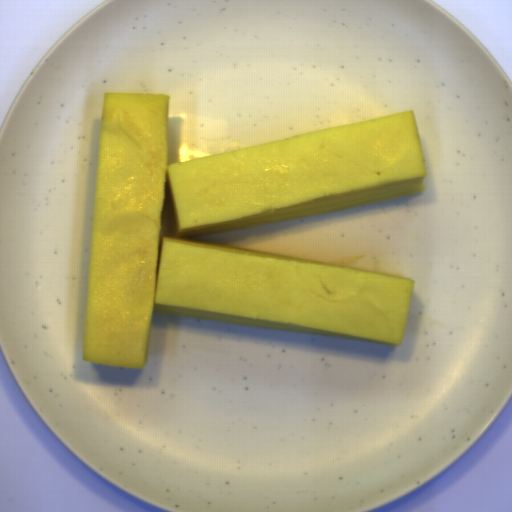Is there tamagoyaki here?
I'll return each mask as SVG.
<instances>
[{
    "instance_id": "obj_1",
    "label": "tamagoyaki",
    "mask_w": 512,
    "mask_h": 512,
    "mask_svg": "<svg viewBox=\"0 0 512 512\" xmlns=\"http://www.w3.org/2000/svg\"><path fill=\"white\" fill-rule=\"evenodd\" d=\"M165 93H105L82 360L145 368L154 312L398 347L416 282L194 237L427 191L415 110L168 165Z\"/></svg>"
}]
</instances>
